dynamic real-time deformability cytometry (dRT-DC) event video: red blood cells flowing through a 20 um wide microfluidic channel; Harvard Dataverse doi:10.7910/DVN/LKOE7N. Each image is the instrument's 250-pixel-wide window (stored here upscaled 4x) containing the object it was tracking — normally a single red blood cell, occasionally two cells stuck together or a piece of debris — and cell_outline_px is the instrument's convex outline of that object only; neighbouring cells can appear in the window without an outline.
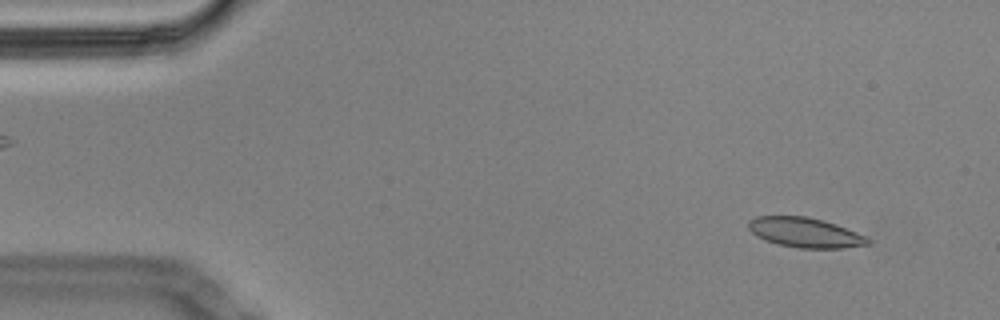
{"species": "Egyptian fruit bat (a non-hibernating species)", "species_latin": "Rousettus aegyptiacus", "temperature_condition": "cold", "stored_images_in_passage": 57, "camera_frame_rate_fps": 3000, "um_per_image_px": 0.085, "animal": {"sex": "male"}, "frame": {"image": 1, "passage_image": 5, "time_ms": 1.333, "image_size_px": [1000, 320], "cell_outline_px": [[872, 240], [868, 244], [844, 248], [800, 248], [776, 244], [756, 236], [748, 228], [748, 220], [756, 216], [808, 216], [824, 220], [836, 224], [856, 232]], "centroid_in_image_um": [68.41, 19.76], "position_along_channel_um": 16.6, "area_um2": 20.81}}
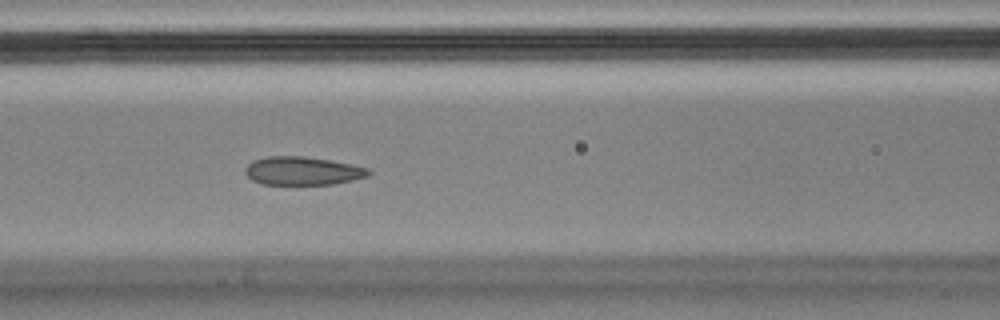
{"frame": {"image": 2, "passage_image": 24, "time_ms": 7.667, "image_size_px": [1000, 320], "cell_outline_px": [[372, 172], [368, 176], [352, 180], [332, 184], [264, 184], [252, 180], [244, 172], [244, 168], [252, 160], [268, 156], [300, 156], [328, 160], [352, 164], [368, 168]], "centroid_in_image_um": [25.7, 14.52], "position_along_channel_um": 140.9, "area_um2": 20.29}}
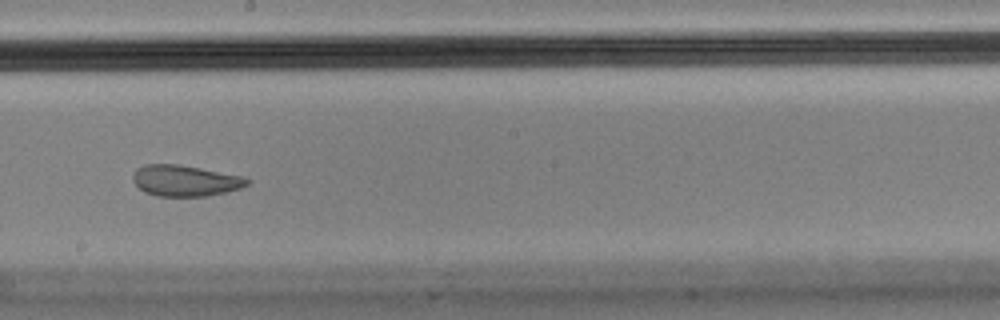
{"frame": {"image": 3, "passage_image": 32, "time_ms": 10.333, "image_size_px": [1000, 320], "cell_outline_px": [[252, 180], [248, 184], [240, 188], [208, 196], [156, 196], [144, 192], [132, 180], [132, 176], [136, 168], [144, 164], [176, 164], [200, 168], [240, 176]], "centroid_in_image_um": [15.69, 15.36], "position_along_channel_um": 232.5, "area_um2": 20.58}, "authors_computed_cell_mechanics": {"area_um2": 21.4438, "velocity_mm_per_s": 3.4384, "shape_relaxation_time_tau1_ms": null, "shape_relaxation_time_tau2_ms": 1.222, "deformation_change_tau1": null, "deformation_change_tau2": 0.0708}}